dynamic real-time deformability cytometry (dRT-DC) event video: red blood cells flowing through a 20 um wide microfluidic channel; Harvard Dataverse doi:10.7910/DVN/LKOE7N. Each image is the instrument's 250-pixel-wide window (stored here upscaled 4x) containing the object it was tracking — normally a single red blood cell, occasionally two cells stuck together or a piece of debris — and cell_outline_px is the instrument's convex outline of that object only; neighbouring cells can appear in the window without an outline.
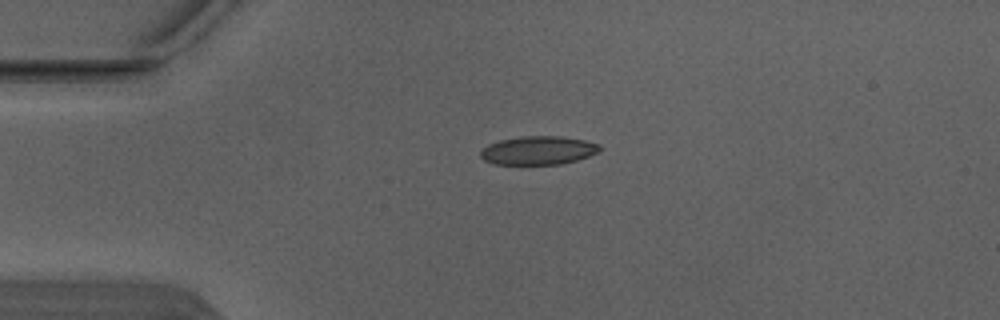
{"species": "Egyptian fruit bat (a non-hibernating species)", "species_latin": "Rousettus aegyptiacus", "temperature_condition": "warm", "stored_images_in_passage": 3, "camera_frame_rate_fps": 3000, "um_per_image_px": 0.085, "animal": {"sex": "male"}, "frame": {"image": 1, "passage_image": 2, "time_ms": 0.333, "image_size_px": [1000, 320], "cell_outline_px": [[600, 148], [596, 152], [588, 156], [576, 160], [560, 164], [492, 164], [484, 160], [480, 156], [480, 152], [488, 144], [500, 140], [524, 136], [560, 136], [584, 140], [600, 144]], "centroid_in_image_um": [45.72, 12.78], "position_along_channel_um": 39.3, "area_um2": 19.65}}